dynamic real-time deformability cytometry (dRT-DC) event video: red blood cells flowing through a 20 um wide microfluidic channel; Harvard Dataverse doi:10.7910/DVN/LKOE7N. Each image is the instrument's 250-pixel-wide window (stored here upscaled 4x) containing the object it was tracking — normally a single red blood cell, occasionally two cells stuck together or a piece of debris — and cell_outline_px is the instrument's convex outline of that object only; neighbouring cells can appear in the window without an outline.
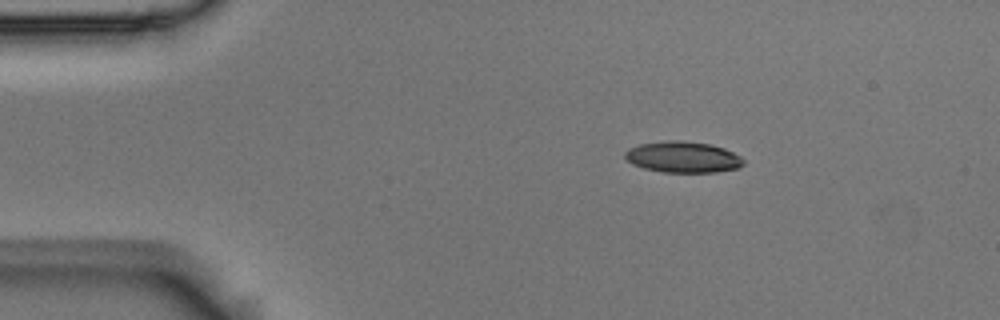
{"species": "Egyptian fruit bat (a non-hibernating species)", "species_latin": "Rousettus aegyptiacus", "temperature_condition": "room temperature", "stored_images_in_passage": 46, "camera_frame_rate_fps": 3000, "um_per_image_px": 0.085, "animal": {"sex": "male"}, "frame": {"image": 1, "passage_image": 1, "time_ms": 0.0, "image_size_px": [1000, 320], "cell_outline_px": [[744, 164], [736, 168], [716, 172], [664, 172], [644, 168], [632, 164], [624, 156], [624, 152], [628, 148], [640, 144], [664, 140], [680, 140], [712, 144], [724, 148], [740, 156], [744, 160]], "centroid_in_image_um": [58.03, 13.34], "position_along_channel_um": 27.0, "area_um2": 21.56}}
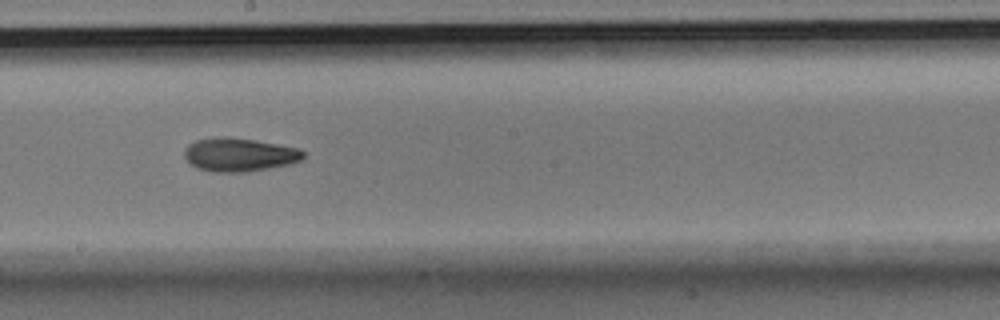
{"frame": {"image": 2, "passage_image": 22, "time_ms": 7.0, "image_size_px": [1000, 320], "cell_outline_px": [[304, 156], [300, 160], [288, 164], [268, 168], [244, 172], [212, 172], [196, 168], [188, 164], [184, 156], [184, 148], [188, 144], [196, 140], [216, 136], [228, 136], [256, 140], [300, 148], [304, 152]], "centroid_in_image_um": [20.28, 13.13], "position_along_channel_um": 227.9, "area_um2": 23.52}}
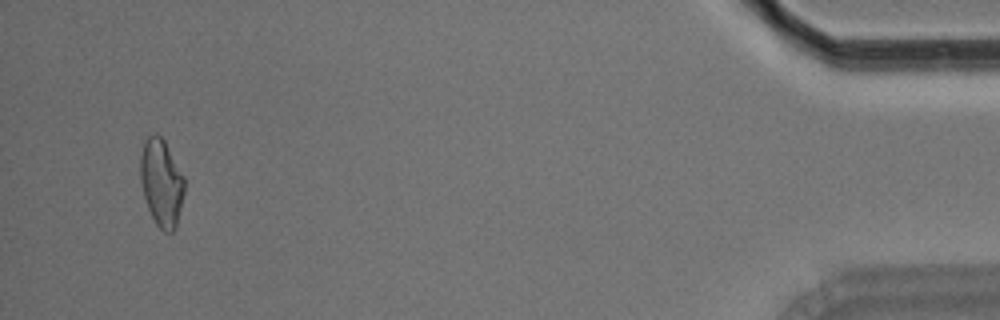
{"frame": {"image": 3, "passage_image": 44, "time_ms": 14.333, "image_size_px": [1000, 320], "cell_outline_px": [[184, 192], [176, 224], [172, 232], [164, 232], [156, 224], [148, 208], [144, 196], [140, 180], [140, 156], [144, 144], [148, 136], [152, 132], [156, 132], [164, 140], [184, 176]], "centroid_in_image_um": [13.71, 15.49], "position_along_channel_um": 421.5, "area_um2": 22.2}, "authors_computed_cell_mechanics": {"area_um2": 22.3397, "velocity_mm_per_s": 3.7138, "shape_relaxation_time_tau1_ms": 7.4307, "shape_relaxation_time_tau2_ms": 6.1287, "deformation_change_tau1": 0.1925, "deformation_change_tau2": 0.148}}